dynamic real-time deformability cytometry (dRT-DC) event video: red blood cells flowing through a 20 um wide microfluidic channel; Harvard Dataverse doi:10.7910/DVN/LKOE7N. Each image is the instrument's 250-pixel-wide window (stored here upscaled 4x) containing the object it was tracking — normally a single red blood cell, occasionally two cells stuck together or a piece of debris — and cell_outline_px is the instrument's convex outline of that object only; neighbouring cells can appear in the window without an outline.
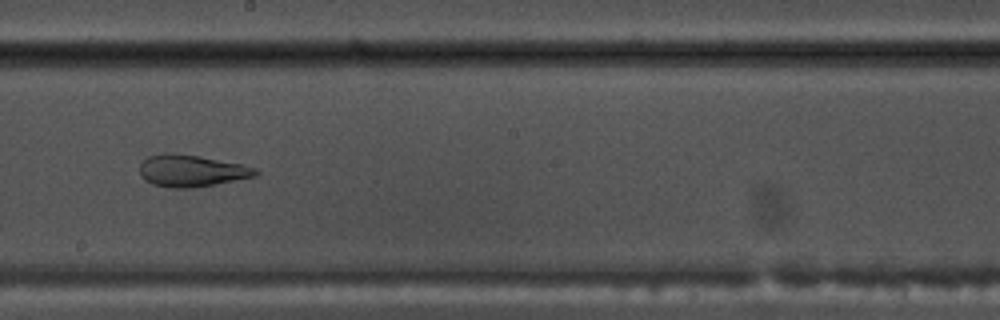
{"species": "common noctule bat (a hibernating species)", "species_latin": "Nyctalus noctula", "temperature_condition": "warm", "stored_images_in_passage": 53, "camera_frame_rate_fps": 3000, "um_per_image_px": 0.085, "animal": {"sex": "male", "body_mass_g": 17.5, "forearm_length_mm": 52.3}, "frame": {"image": 1, "passage_image": 30, "time_ms": 9.667, "image_size_px": [1000, 320], "cell_outline_px": [[260, 172], [256, 176], [216, 184], [188, 188], [172, 188], [152, 184], [144, 180], [140, 176], [140, 164], [148, 156], [164, 152], [168, 152], [200, 156], [244, 164], [256, 168]], "centroid_in_image_um": [16.28, 14.51], "position_along_channel_um": 231.9, "area_um2": 21.73}}
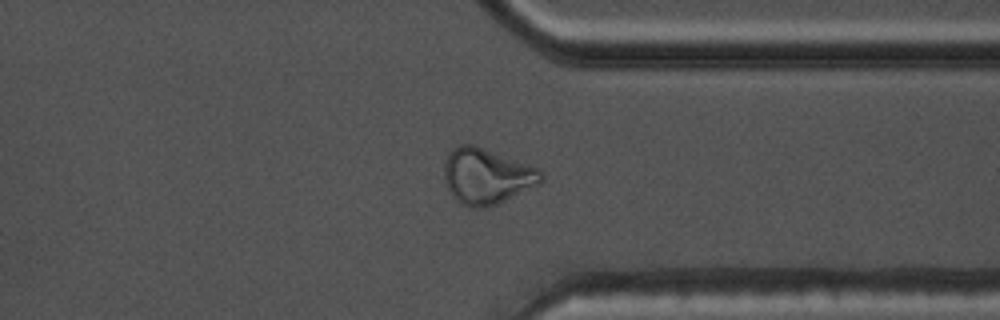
{"frame": {"image": 2, "passage_image": 41, "time_ms": 13.333, "image_size_px": [1000, 320], "cell_outline_px": [[544, 180], [540, 184], [496, 204], [484, 208], [468, 208], [460, 204], [452, 196], [444, 180], [444, 160], [448, 152], [452, 148], [460, 144], [472, 144], [540, 168], [544, 176]], "centroid_in_image_um": [41.35, 14.98], "position_along_channel_um": 370.0, "area_um2": 31.79}}
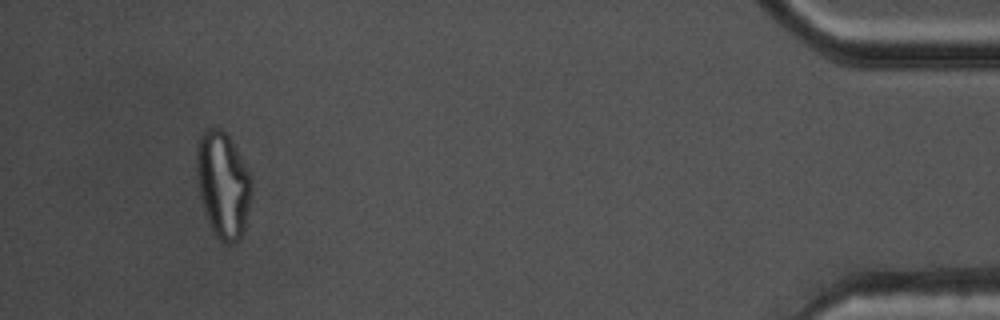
{"frame": {"image": 3, "passage_image": 50, "time_ms": 16.333, "image_size_px": [1000, 320], "cell_outline_px": [[252, 192], [244, 232], [232, 244], [228, 244], [220, 240], [216, 236], [204, 212], [200, 196], [196, 172], [196, 148], [200, 136], [208, 128], [220, 128], [228, 136], [252, 176]], "centroid_in_image_um": [18.96, 15.7], "position_along_channel_um": 416.2, "area_um2": 33.93}, "authors_computed_cell_mechanics": {"area_um2": 28.6688, "velocity_mm_per_s": 3.797, "shape_relaxation_time_tau1_ms": null, "shape_relaxation_time_tau2_ms": 1.4404, "deformation_change_tau1": null, "deformation_change_tau2": 0.0874}}